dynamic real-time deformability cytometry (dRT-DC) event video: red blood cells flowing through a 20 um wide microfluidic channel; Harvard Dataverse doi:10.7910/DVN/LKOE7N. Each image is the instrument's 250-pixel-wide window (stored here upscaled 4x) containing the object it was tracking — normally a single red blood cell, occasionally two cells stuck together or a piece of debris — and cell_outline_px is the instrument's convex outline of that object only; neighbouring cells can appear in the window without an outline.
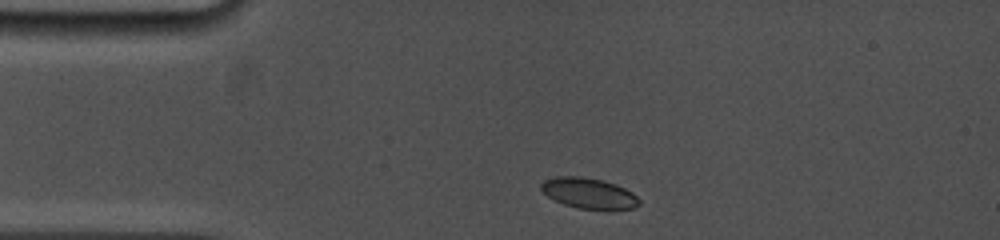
{"species": "common noctule bat (a hibernating species)", "species_latin": "Nyctalus noctula", "temperature_condition": "cold", "stored_images_in_passage": 27, "camera_frame_rate_fps": 5000, "um_per_image_px": 0.085, "animal": {"sex": "female", "body_mass_g": 19.0, "forearm_length_mm": 53.3}, "frame": {"image": 1, "passage_image": 1, "time_ms": 0.0, "image_size_px": [1000, 240], "cell_outline_px": [[640, 204], [632, 208], [580, 208], [564, 204], [548, 196], [540, 188], [540, 184], [544, 180], [556, 176], [580, 176], [600, 180], [616, 184], [632, 192], [640, 200]], "centroid_in_image_um": [50.02, 16.4], "position_along_channel_um": 35.0, "area_um2": 17.05}}
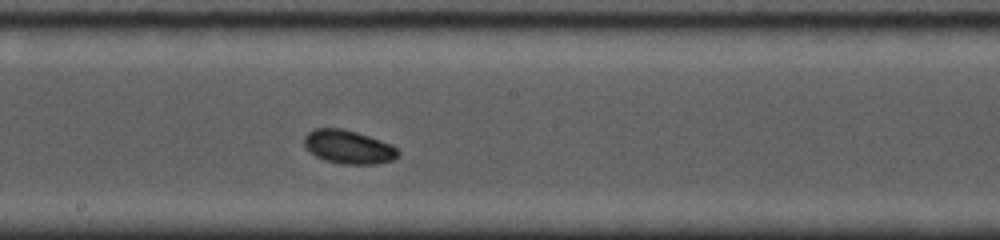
{"frame": {"image": 2, "passage_image": 15, "time_ms": 5.6, "image_size_px": [1000, 240], "cell_outline_px": [[400, 156], [392, 160], [376, 164], [340, 164], [324, 160], [308, 152], [304, 148], [304, 136], [312, 128], [340, 128], [356, 132], [392, 144], [400, 152]], "centroid_in_image_um": [29.59, 12.5], "position_along_channel_um": 218.6, "area_um2": 18.61}}
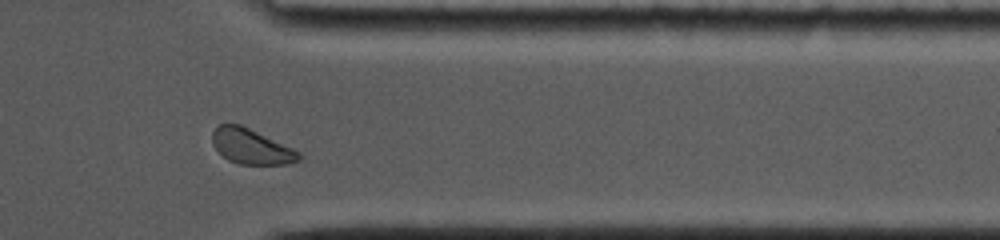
{"frame": {"image": 3, "passage_image": 26, "time_ms": 10.0, "image_size_px": [1000, 240], "cell_outline_px": [[300, 160], [284, 164], [236, 164], [228, 160], [212, 144], [212, 132], [220, 124], [240, 124], [292, 148], [300, 152]], "centroid_in_image_um": [21.33, 12.45], "position_along_channel_um": 390.1, "area_um2": 17.46}, "authors_computed_cell_mechanics": {"area_um2": 17.918, "velocity_mm_per_s": 3.8763, "shape_relaxation_time_tau1_ms": 1.7226, "shape_relaxation_time_tau2_ms": null, "deformation_change_tau1": 0.0595, "deformation_change_tau2": null}}